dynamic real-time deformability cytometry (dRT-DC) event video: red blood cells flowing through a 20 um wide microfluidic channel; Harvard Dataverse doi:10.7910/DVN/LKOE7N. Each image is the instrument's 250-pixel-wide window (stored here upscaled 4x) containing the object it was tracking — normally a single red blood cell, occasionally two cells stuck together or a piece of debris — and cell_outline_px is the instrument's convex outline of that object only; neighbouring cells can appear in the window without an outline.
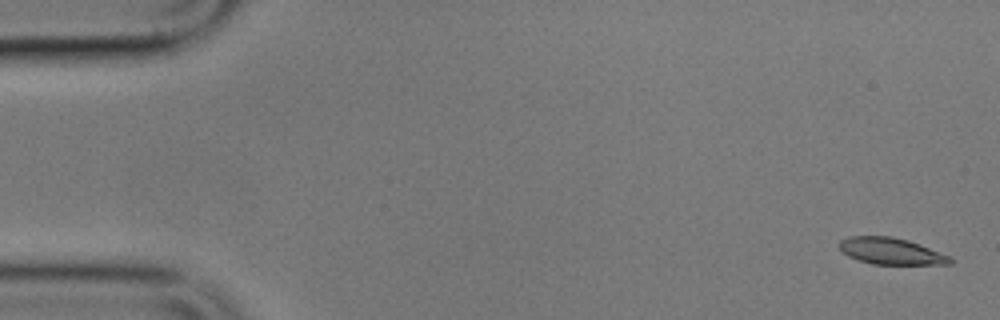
{"species": "common noctule bat (a hibernating species)", "species_latin": "Nyctalus noctula", "temperature_condition": "cold", "stored_images_in_passage": 5, "camera_frame_rate_fps": 3000, "um_per_image_px": 0.085, "animal": {"sex": "male", "body_mass_g": 17.9}, "frame": {"image": 1, "passage_image": 1, "time_ms": 0.0, "image_size_px": [1000, 320], "cell_outline_px": [[952, 264], [872, 264], [848, 256], [840, 248], [840, 240], [852, 236], [892, 236], [908, 240], [952, 256]], "centroid_in_image_um": [75.78, 21.34], "position_along_channel_um": 9.2, "area_um2": 17.05}}
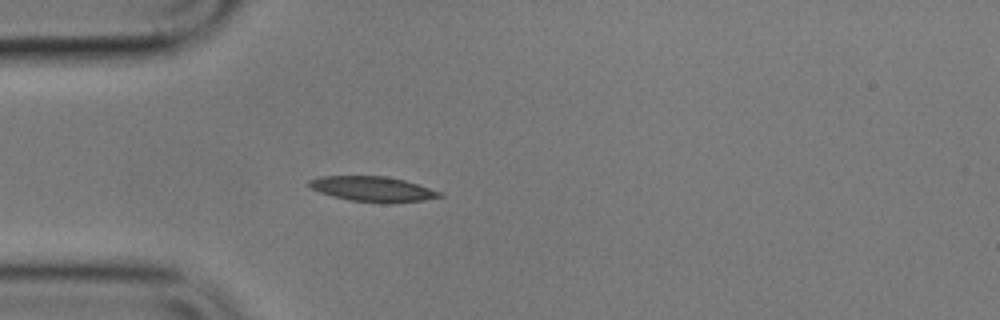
{"frame": {"image": 2, "passage_image": 5, "time_ms": 4.667, "image_size_px": [1000, 320], "cell_outline_px": [[444, 196], [424, 200], [392, 204], [384, 204], [348, 200], [332, 196], [320, 192], [312, 188], [308, 184], [308, 180], [320, 176], [384, 176], [404, 180], [440, 192]], "centroid_in_image_um": [31.67, 16.08], "position_along_channel_um": 53.3, "area_um2": 19.19}}